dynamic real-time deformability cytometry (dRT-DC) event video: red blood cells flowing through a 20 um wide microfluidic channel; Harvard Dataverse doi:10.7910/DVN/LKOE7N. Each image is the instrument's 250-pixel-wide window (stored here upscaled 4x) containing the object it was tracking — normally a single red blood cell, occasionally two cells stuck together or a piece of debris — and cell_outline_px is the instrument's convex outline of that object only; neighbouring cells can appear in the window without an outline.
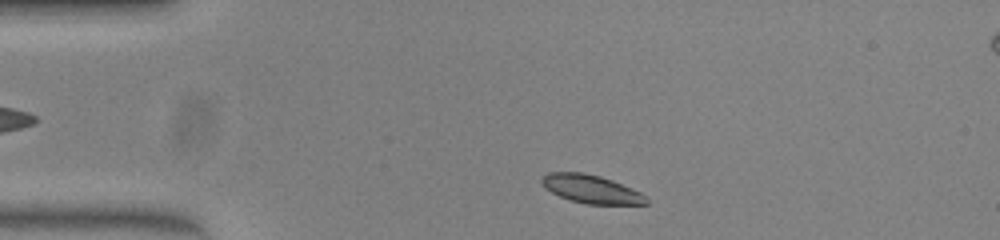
{"species": "common noctule bat (a hibernating species)", "species_latin": "Nyctalus noctula", "temperature_condition": "warm", "stored_images_in_passage": 42, "camera_frame_rate_fps": 3000, "um_per_image_px": 0.085, "animal": {"sex": "female", "body_mass_g": 23.0, "forearm_length_mm": 53.4}, "frame": {"image": 1, "passage_image": 2, "time_ms": 0.333, "image_size_px": [1000, 240], "cell_outline_px": [[648, 204], [588, 204], [568, 200], [544, 188], [540, 184], [540, 180], [548, 172], [584, 172], [600, 176], [612, 180], [632, 188], [640, 192], [648, 200]], "centroid_in_image_um": [50.21, 16.06], "position_along_channel_um": 34.8, "area_um2": 17.28}}
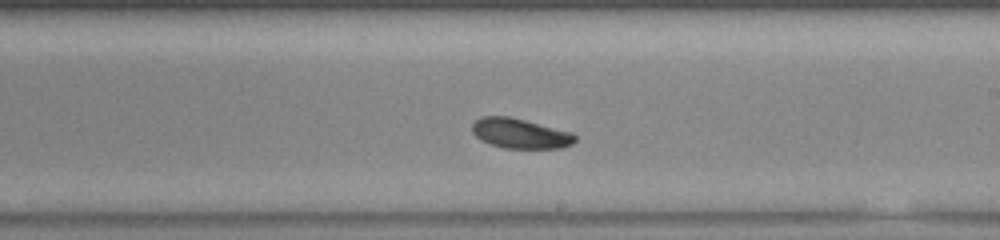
{"frame": {"image": 2, "passage_image": 21, "time_ms": 6.667, "image_size_px": [1000, 240], "cell_outline_px": [[576, 140], [572, 144], [560, 148], [504, 148], [480, 140], [472, 132], [472, 124], [480, 116], [508, 116], [572, 132], [576, 136]], "centroid_in_image_um": [44.2, 11.34], "position_along_channel_um": 244.8, "area_um2": 17.86}}
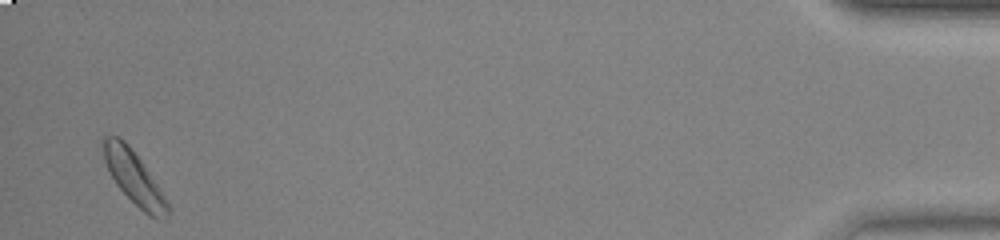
{"frame": {"image": 3, "passage_image": 41, "time_ms": 13.333, "image_size_px": [1000, 240], "cell_outline_px": [[168, 220], [156, 220], [148, 216], [116, 184], [104, 160], [104, 136], [120, 136], [128, 144], [140, 160], [156, 184], [168, 204]], "centroid_in_image_um": [11.4, 15.13], "position_along_channel_um": 423.8, "area_um2": 19.13}, "authors_computed_cell_mechanics": {"area_um2": 18.3226, "velocity_mm_per_s": 3.9967, "shape_relaxation_time_tau1_ms": 3.3189, "shape_relaxation_time_tau2_ms": null, "deformation_change_tau1": 0.1572, "deformation_change_tau2": null}}